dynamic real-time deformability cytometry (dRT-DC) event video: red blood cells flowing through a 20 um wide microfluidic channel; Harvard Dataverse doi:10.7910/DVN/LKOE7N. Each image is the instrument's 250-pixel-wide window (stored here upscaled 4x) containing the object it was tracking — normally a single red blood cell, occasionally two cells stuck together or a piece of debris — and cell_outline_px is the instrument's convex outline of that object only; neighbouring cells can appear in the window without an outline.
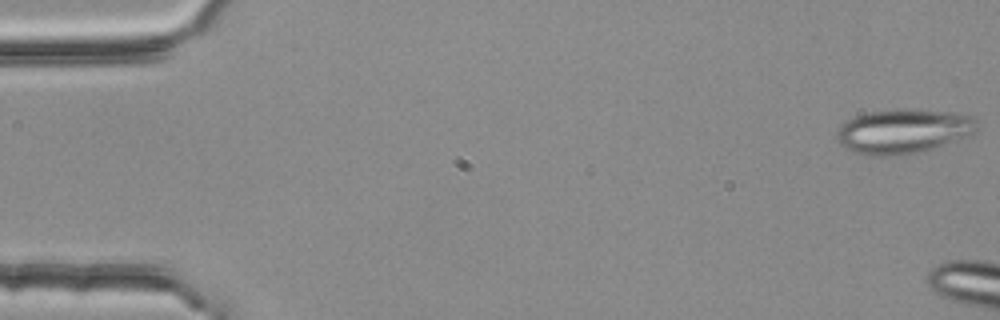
{"species": "common noctule bat (a hibernating species)", "species_latin": "Nyctalus noctula", "temperature_condition": "room temperature", "stored_images_in_passage": 5, "camera_frame_rate_fps": 3000, "um_per_image_px": 0.085, "animal": {"sex": "female", "body_mass_g": 25.1}, "frame": {"image": 1, "passage_image": 1, "time_ms": 0.0, "image_size_px": [1000, 320], "cell_outline_px": [[976, 132], [972, 136], [916, 152], [900, 156], [876, 156], [852, 152], [840, 144], [836, 140], [836, 132], [840, 124], [856, 116], [868, 112], [948, 112], [968, 116], [976, 120]], "centroid_in_image_um": [76.72, 11.22], "position_along_channel_um": 8.3, "area_um2": 35.14}}